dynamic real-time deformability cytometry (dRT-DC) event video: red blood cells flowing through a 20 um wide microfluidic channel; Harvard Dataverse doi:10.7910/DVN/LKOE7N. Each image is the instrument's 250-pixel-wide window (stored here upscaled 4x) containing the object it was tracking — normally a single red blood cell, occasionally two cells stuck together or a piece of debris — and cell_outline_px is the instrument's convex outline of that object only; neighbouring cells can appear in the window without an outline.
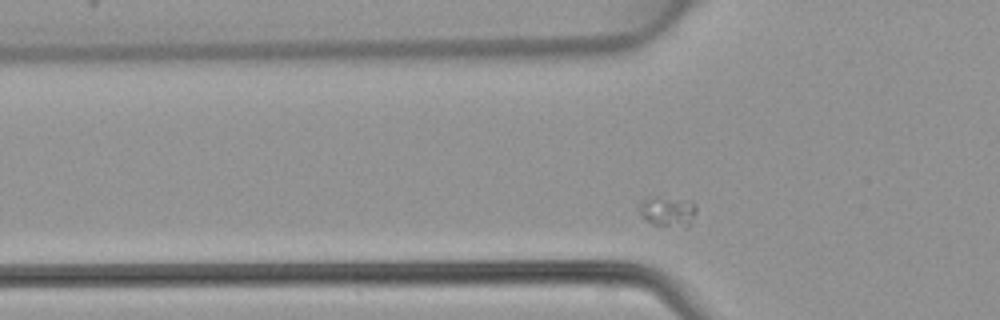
{"species": "common noctule bat (a hibernating species)", "species_latin": "Nyctalus noctula", "temperature_condition": "warm", "stored_images_in_passage": 36, "camera_frame_rate_fps": 3000, "um_per_image_px": 0.085, "animal": {"sex": "female", "body_mass_g": 22.7, "forearm_length_mm": 54.2}, "frame": {"image": 1, "passage_image": 9, "time_ms": 2.667, "image_size_px": [1000, 320], "cell_outline_px": [[696, 212], [692, 220], [684, 228], [652, 224], [640, 216], [640, 204], [644, 200], [652, 196], [656, 196], [692, 200], [696, 204]], "centroid_in_image_um": [56.79, 17.96], "position_along_channel_um": 69.0, "area_um2": 10.23}}
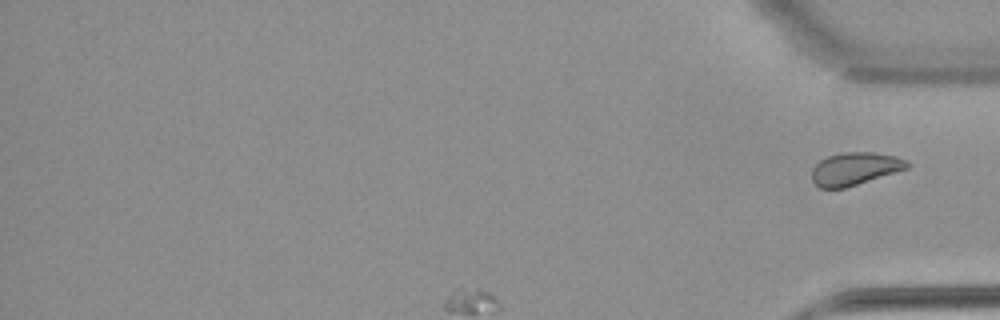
{"frame": {"image": 2, "passage_image": 36, "time_ms": 11.667, "image_size_px": [1000, 320], "cell_outline_px": [[912, 164], [908, 168], [844, 188], [820, 188], [812, 180], [812, 168], [820, 160], [828, 156], [844, 152], [872, 152], [896, 156], [908, 160]], "centroid_in_image_um": [72.68, 14.33], "position_along_channel_um": 362.5, "area_um2": 18.09}}